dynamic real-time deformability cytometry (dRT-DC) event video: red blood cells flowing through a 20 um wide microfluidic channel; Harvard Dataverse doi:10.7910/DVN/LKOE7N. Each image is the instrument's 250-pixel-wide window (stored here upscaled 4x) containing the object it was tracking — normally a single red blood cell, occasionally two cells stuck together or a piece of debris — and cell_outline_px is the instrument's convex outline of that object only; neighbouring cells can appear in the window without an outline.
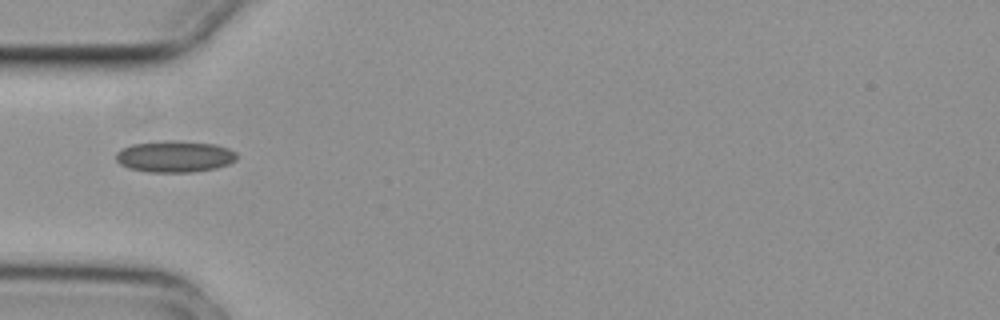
{"species": "common noctule bat (a hibernating species)", "species_latin": "Nyctalus noctula", "temperature_condition": "cold", "stored_images_in_passage": 4, "camera_frame_rate_fps": 3000, "um_per_image_px": 0.085, "animal": {"sex": "female", "body_mass_g": 29.2, "forearm_length_mm": 56.3}, "frame": {"image": 1, "passage_image": 2, "time_ms": 0.333, "image_size_px": [1000, 320], "cell_outline_px": [[236, 160], [228, 164], [216, 168], [192, 172], [148, 172], [128, 168], [120, 164], [116, 160], [116, 152], [120, 148], [132, 144], [164, 140], [176, 140], [216, 144], [228, 148], [236, 152]], "centroid_in_image_um": [14.83, 13.29], "position_along_channel_um": 70.2, "area_um2": 22.43}}
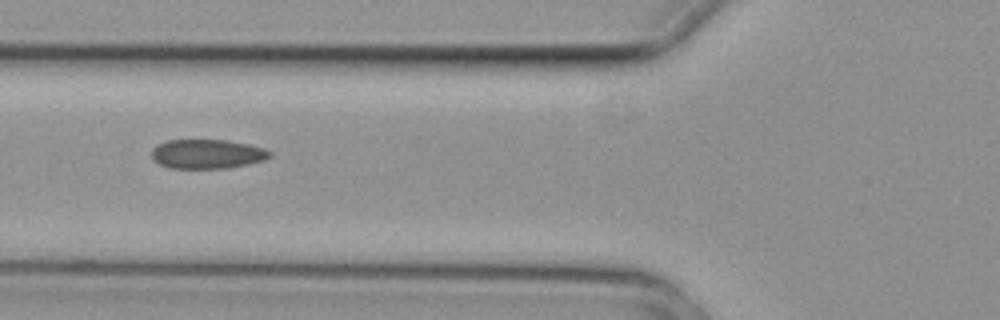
{"frame": {"image": 2, "passage_image": 3, "time_ms": 0.667, "image_size_px": [1000, 320], "cell_outline_px": [[272, 156], [264, 160], [248, 164], [224, 168], [172, 168], [160, 164], [152, 156], [152, 148], [156, 144], [164, 140], [228, 140], [248, 144], [264, 148], [272, 152]], "centroid_in_image_um": [17.62, 13.07], "position_along_channel_um": 108.2, "area_um2": 20.17}}